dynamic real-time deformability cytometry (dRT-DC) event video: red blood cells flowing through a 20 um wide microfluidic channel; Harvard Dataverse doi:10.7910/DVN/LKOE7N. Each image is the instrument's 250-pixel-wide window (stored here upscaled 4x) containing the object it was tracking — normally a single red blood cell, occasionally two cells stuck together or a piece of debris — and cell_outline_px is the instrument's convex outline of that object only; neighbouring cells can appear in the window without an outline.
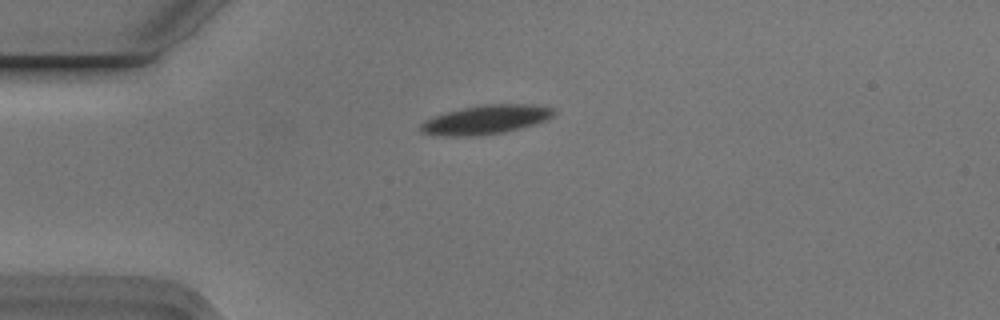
{"species": "Egyptian fruit bat (a non-hibernating species)", "species_latin": "Rousettus aegyptiacus", "temperature_condition": "cold", "stored_images_in_passage": 1, "camera_frame_rate_fps": 3000, "um_per_image_px": 0.085, "animal": {"sex": "male"}, "frame": {"image": 1, "passage_image": 1, "time_ms": 0.0, "image_size_px": [1000, 320], "cell_outline_px": [[556, 112], [552, 116], [544, 120], [520, 128], [504, 132], [476, 136], [444, 136], [420, 132], [420, 124], [436, 116], [448, 112], [464, 108], [484, 104], [524, 104], [552, 108]], "centroid_in_image_um": [41.28, 10.18], "position_along_channel_um": 43.7, "area_um2": 21.96}}